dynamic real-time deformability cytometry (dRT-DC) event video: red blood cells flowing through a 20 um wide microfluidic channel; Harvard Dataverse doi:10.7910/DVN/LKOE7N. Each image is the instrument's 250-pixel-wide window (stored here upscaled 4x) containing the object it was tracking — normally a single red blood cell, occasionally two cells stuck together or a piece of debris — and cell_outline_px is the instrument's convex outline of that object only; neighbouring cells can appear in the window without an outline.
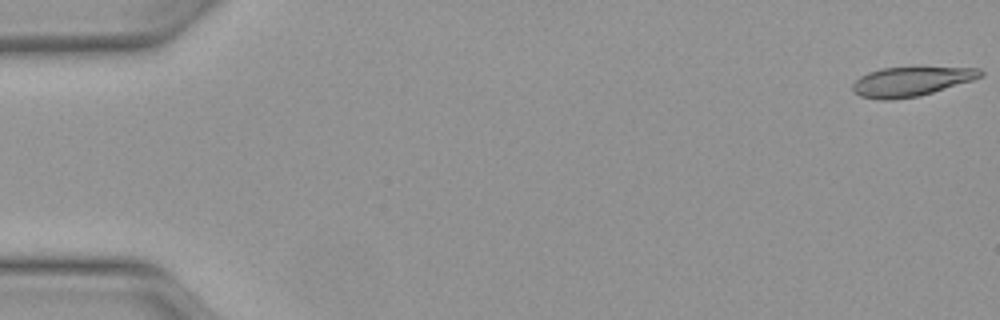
{"species": "Egyptian fruit bat (a non-hibernating species)", "species_latin": "Rousettus aegyptiacus", "temperature_condition": "warm", "stored_images_in_passage": 50, "camera_frame_rate_fps": 3000, "um_per_image_px": 0.085, "animal": {"sex": "female"}, "frame": {"image": 1, "passage_image": 1, "time_ms": 0.0, "image_size_px": [1000, 320], "cell_outline_px": [[984, 76], [972, 80], [920, 96], [892, 100], [876, 100], [860, 96], [852, 88], [852, 84], [860, 76], [868, 72], [880, 68], [980, 68], [984, 72]], "centroid_in_image_um": [77.42, 6.94], "position_along_channel_um": 7.6, "area_um2": 21.73}}
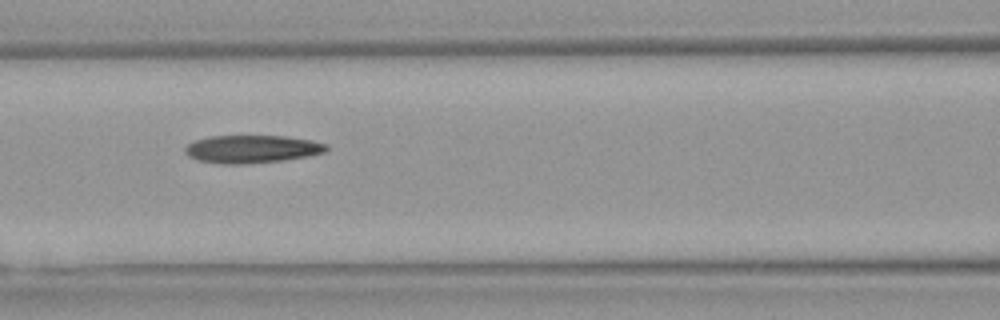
{"frame": {"image": 2, "passage_image": 22, "time_ms": 7.0, "image_size_px": [1000, 320], "cell_outline_px": [[328, 148], [324, 152], [308, 156], [284, 160], [248, 164], [220, 164], [196, 160], [188, 156], [184, 152], [184, 148], [188, 144], [196, 140], [212, 136], [288, 136], [312, 140], [328, 144]], "centroid_in_image_um": [21.41, 12.67], "position_along_channel_um": 145.2, "area_um2": 23.12}}
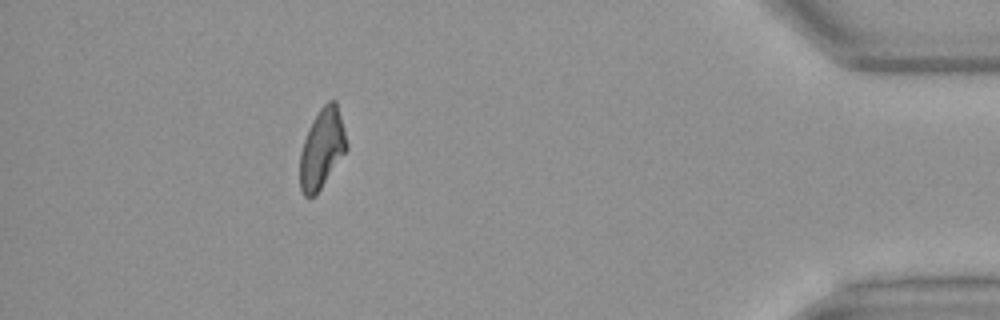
{"frame": {"image": 3, "passage_image": 45, "time_ms": 14.667, "image_size_px": [1000, 320], "cell_outline_px": [[348, 148], [316, 196], [304, 196], [300, 188], [300, 152], [304, 140], [312, 120], [320, 108], [328, 100], [336, 100], [344, 128], [348, 144]], "centroid_in_image_um": [27.37, 12.63], "position_along_channel_um": 407.8, "area_um2": 21.68}, "authors_computed_cell_mechanics": {"area_um2": 22.7732, "velocity_mm_per_s": 4.1229, "shape_relaxation_time_tau1_ms": 7.3095, "shape_relaxation_time_tau2_ms": 10.512, "deformation_change_tau1": 0.2245, "deformation_change_tau2": 0.2615}}